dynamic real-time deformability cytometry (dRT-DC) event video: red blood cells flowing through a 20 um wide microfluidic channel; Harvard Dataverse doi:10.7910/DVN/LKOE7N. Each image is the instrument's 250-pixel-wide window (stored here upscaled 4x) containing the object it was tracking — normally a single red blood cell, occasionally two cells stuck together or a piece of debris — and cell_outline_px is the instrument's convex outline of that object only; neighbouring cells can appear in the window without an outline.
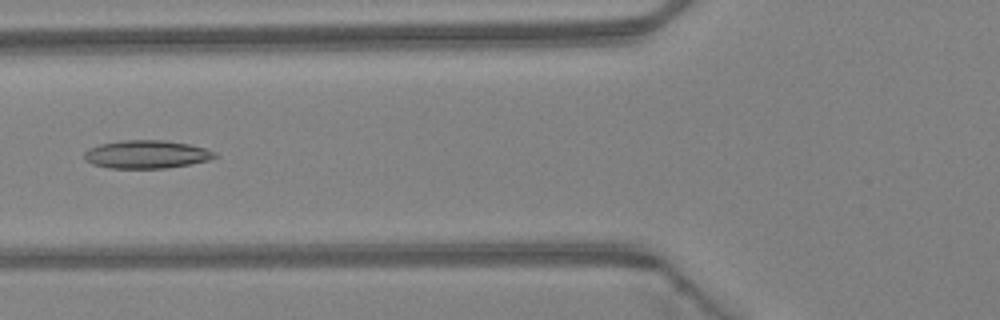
{"species": "Egyptian fruit bat (a non-hibernating species)", "species_latin": "Rousettus aegyptiacus", "temperature_condition": "warm", "stored_images_in_passage": 45, "camera_frame_rate_fps": 3000, "um_per_image_px": 0.085, "animal": {"sex": "female"}, "frame": {"image": 1, "passage_image": 17, "time_ms": 5.333, "image_size_px": [1000, 320], "cell_outline_px": [[220, 156], [208, 160], [168, 168], [108, 168], [92, 164], [84, 160], [84, 152], [88, 148], [100, 144], [124, 140], [164, 140], [188, 144], [204, 148], [216, 152]], "centroid_in_image_um": [12.44, 13.12], "position_along_channel_um": 113.4, "area_um2": 21.44}}
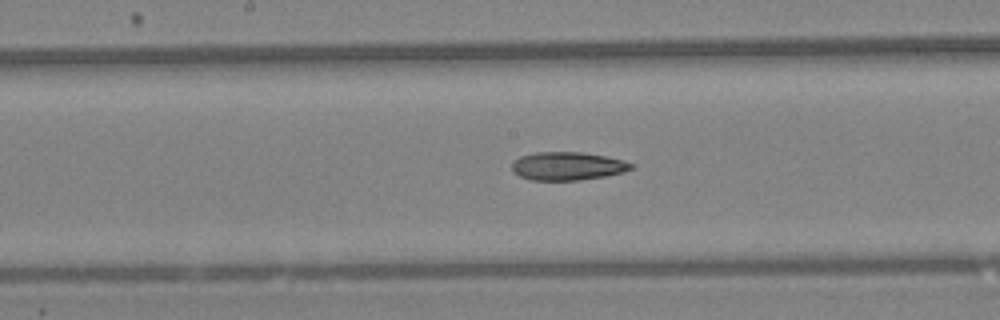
{"frame": {"image": 2, "passage_image": 23, "time_ms": 7.333, "image_size_px": [1000, 320], "cell_outline_px": [[636, 168], [624, 172], [604, 176], [576, 180], [532, 180], [520, 176], [512, 172], [512, 160], [520, 156], [536, 152], [584, 152], [608, 156], [624, 160], [636, 164]], "centroid_in_image_um": [48.28, 14.1], "position_along_channel_um": 199.9, "area_um2": 19.94}}
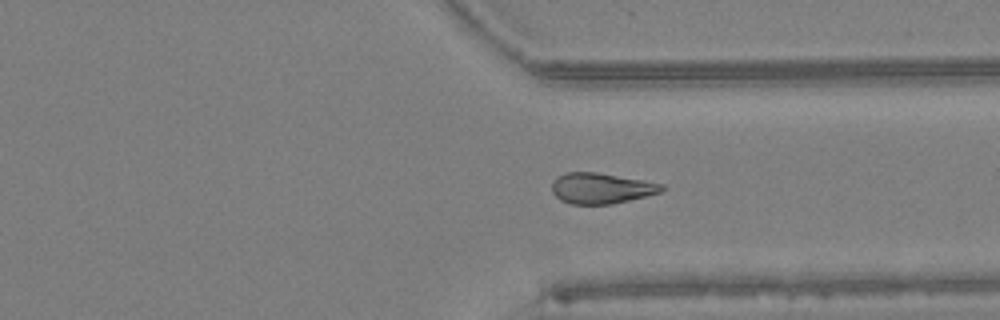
{"frame": {"image": 3, "passage_image": 34, "time_ms": 11.0, "image_size_px": [1000, 320], "cell_outline_px": [[664, 188], [660, 192], [612, 204], [572, 204], [560, 200], [552, 192], [552, 184], [556, 176], [564, 172], [596, 172], [644, 180], [664, 184]], "centroid_in_image_um": [51.07, 15.99], "position_along_channel_um": 360.3, "area_um2": 19.59}, "authors_computed_cell_mechanics": {"area_um2": 20.23, "velocity_mm_per_s": 4.3529, "shape_relaxation_time_tau1_ms": null, "shape_relaxation_time_tau2_ms": 9.3069, "deformation_change_tau1": null, "deformation_change_tau2": 0.2075}}